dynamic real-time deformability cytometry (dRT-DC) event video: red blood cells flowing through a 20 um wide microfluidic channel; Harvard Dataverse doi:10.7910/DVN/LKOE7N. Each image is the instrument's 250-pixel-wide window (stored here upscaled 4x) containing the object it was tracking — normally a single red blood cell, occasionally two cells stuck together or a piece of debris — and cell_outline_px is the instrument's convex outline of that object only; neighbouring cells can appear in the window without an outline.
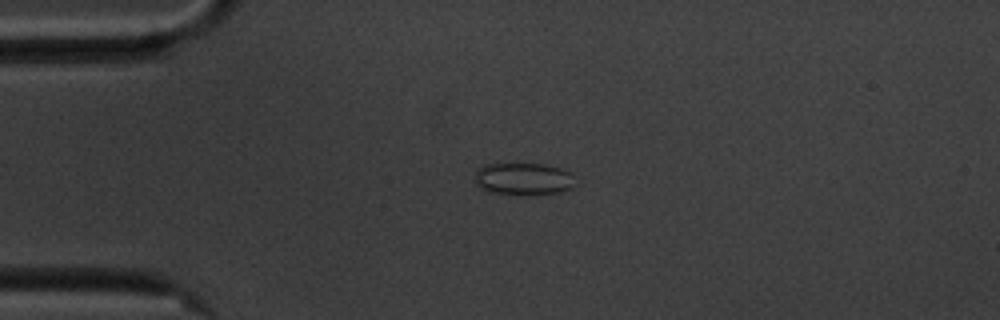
{"species": "common noctule bat (a hibernating species)", "species_latin": "Nyctalus noctula", "temperature_condition": "cold", "stored_images_in_passage": 46, "camera_frame_rate_fps": 3000, "um_per_image_px": 0.085, "animal": {"sex": "male", "body_mass_g": 20.1, "forearm_length_mm": 53.5}, "frame": {"image": 1, "passage_image": 3, "time_ms": 0.667, "image_size_px": [1000, 320], "cell_outline_px": [[576, 184], [572, 188], [560, 192], [492, 192], [480, 188], [476, 184], [476, 172], [484, 164], [544, 164], [560, 168], [568, 172]], "centroid_in_image_um": [44.49, 15.16], "position_along_channel_um": 40.5, "area_um2": 17.92}}
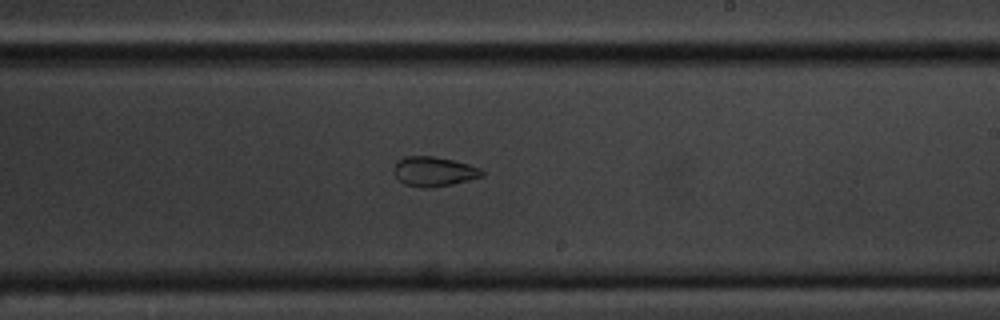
{"frame": {"image": 2, "passage_image": 23, "time_ms": 7.333, "image_size_px": [1000, 320], "cell_outline_px": [[484, 176], [452, 184], [432, 188], [424, 188], [404, 184], [396, 176], [396, 160], [404, 156], [432, 156], [452, 160], [468, 164], [480, 168], [484, 172]], "centroid_in_image_um": [36.9, 14.58], "position_along_channel_um": 252.1, "area_um2": 15.09}}
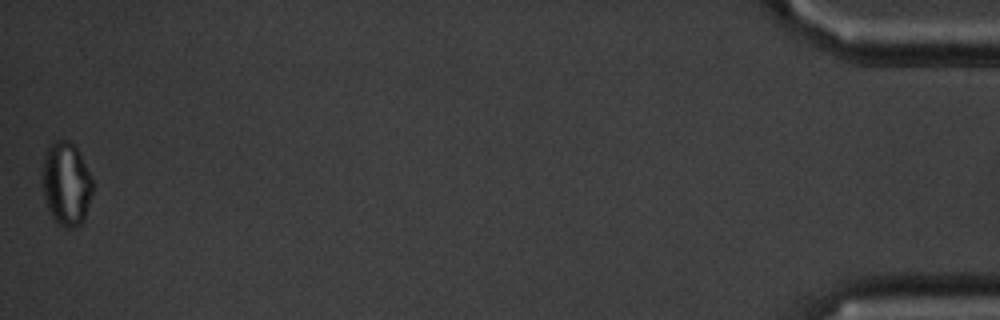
{"frame": {"image": 3, "passage_image": 46, "time_ms": 15.0, "image_size_px": [1000, 320], "cell_outline_px": [[92, 192], [84, 220], [80, 224], [72, 228], [64, 228], [52, 216], [48, 208], [44, 196], [44, 156], [48, 148], [56, 140], [68, 140], [76, 148], [92, 176]], "centroid_in_image_um": [5.66, 15.64], "position_along_channel_um": 429.5, "area_um2": 23.87}, "authors_computed_cell_mechanics": {"area_um2": 16.4441, "velocity_mm_per_s": 3.535, "shape_relaxation_time_tau1_ms": null, "shape_relaxation_time_tau2_ms": 2.7262, "deformation_change_tau1": null, "deformation_change_tau2": 0.082}}